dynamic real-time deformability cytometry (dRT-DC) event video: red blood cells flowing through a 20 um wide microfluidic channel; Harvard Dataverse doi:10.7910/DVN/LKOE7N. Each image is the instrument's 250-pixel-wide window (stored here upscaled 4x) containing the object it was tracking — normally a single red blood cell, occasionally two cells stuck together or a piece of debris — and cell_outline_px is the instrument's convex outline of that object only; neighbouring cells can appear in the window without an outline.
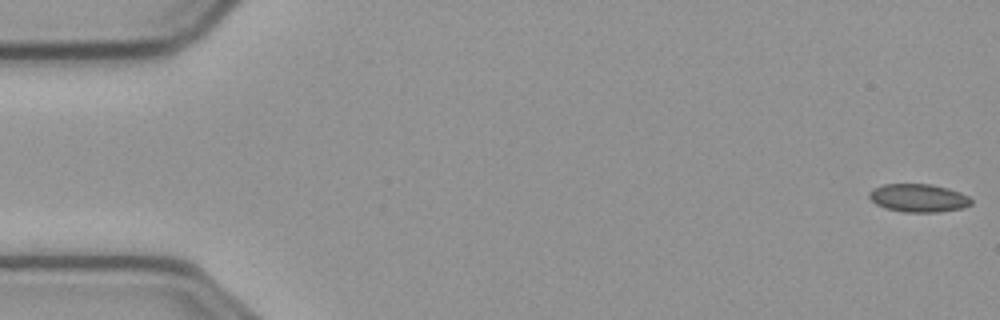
{"species": "common noctule bat (a hibernating species)", "species_latin": "Nyctalus noctula", "temperature_condition": "cold", "stored_images_in_passage": 57, "camera_frame_rate_fps": 3000, "um_per_image_px": 0.085, "animal": {"sex": "male", "body_mass_g": 23.1, "forearm_length_mm": 52.7}, "frame": {"image": 1, "passage_image": 1, "time_ms": 0.0, "image_size_px": [1000, 320], "cell_outline_px": [[972, 204], [960, 208], [940, 212], [904, 212], [884, 208], [876, 204], [868, 196], [868, 192], [872, 188], [884, 184], [928, 184], [948, 188], [960, 192], [968, 196], [972, 200]], "centroid_in_image_um": [78.04, 16.83], "position_along_channel_um": 7.0, "area_um2": 16.76}}
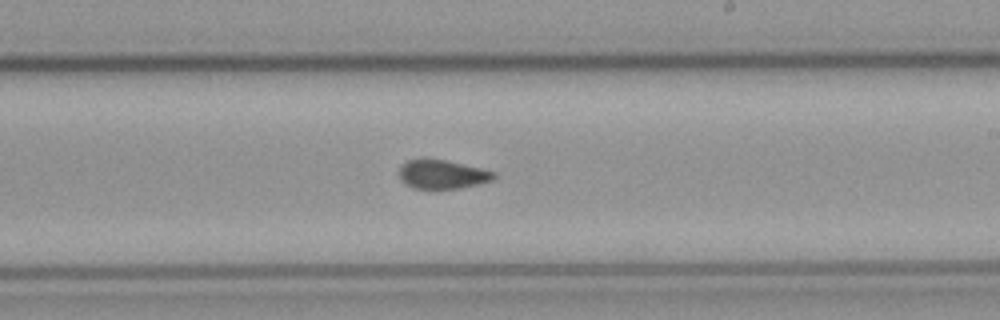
{"frame": {"image": 2, "passage_image": 33, "time_ms": 10.667, "image_size_px": [1000, 320], "cell_outline_px": [[496, 176], [492, 180], [460, 188], [416, 188], [400, 180], [400, 164], [408, 160], [420, 156], [424, 156], [448, 160], [496, 172]], "centroid_in_image_um": [37.56, 14.76], "position_along_channel_um": 251.4, "area_um2": 16.18}}
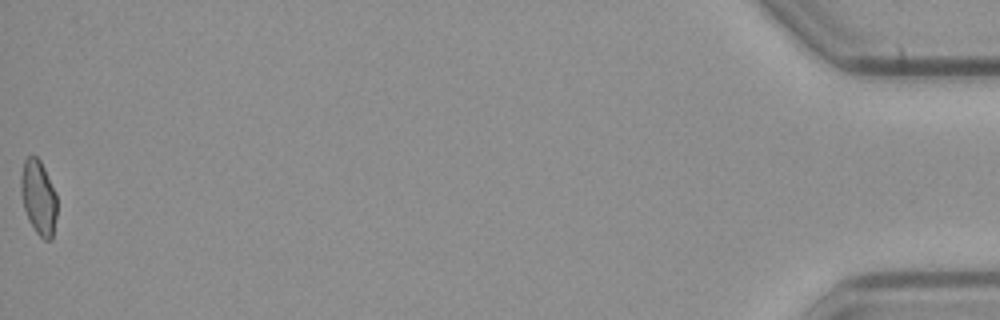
{"frame": {"image": 3, "passage_image": 57, "time_ms": 18.667, "image_size_px": [1000, 320], "cell_outline_px": [[56, 216], [52, 240], [44, 240], [36, 232], [28, 220], [24, 208], [20, 192], [20, 176], [24, 160], [28, 156], [36, 156], [40, 160], [56, 192]], "centroid_in_image_um": [3.26, 16.78], "position_along_channel_um": 431.9, "area_um2": 15.78}, "authors_computed_cell_mechanics": {"area_um2": 16.5308, "velocity_mm_per_s": 3.6215, "shape_relaxation_time_tau1_ms": null, "shape_relaxation_time_tau2_ms": 2.6333, "deformation_change_tau1": null, "deformation_change_tau2": 0.053}}